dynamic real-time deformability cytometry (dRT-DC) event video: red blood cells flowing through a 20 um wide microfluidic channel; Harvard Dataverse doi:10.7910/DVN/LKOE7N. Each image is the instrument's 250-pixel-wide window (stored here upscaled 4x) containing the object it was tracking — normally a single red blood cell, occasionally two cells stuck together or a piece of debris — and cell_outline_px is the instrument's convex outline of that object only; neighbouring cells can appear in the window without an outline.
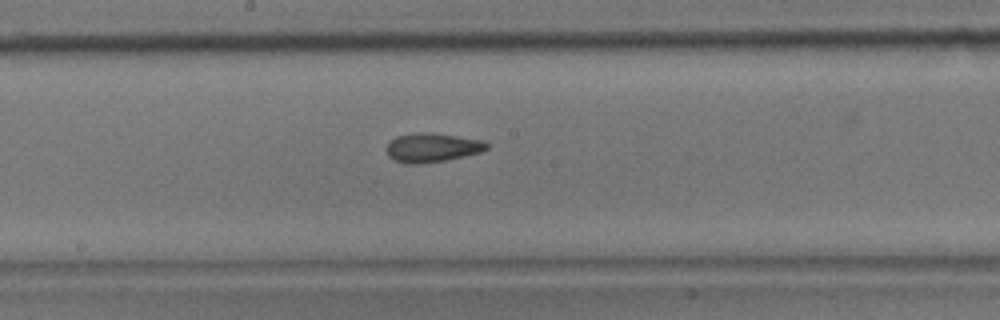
{"species": "common noctule bat (a hibernating species)", "species_latin": "Nyctalus noctula", "temperature_condition": "room temperature", "stored_images_in_passage": 28, "camera_frame_rate_fps": 3000, "um_per_image_px": 0.085, "animal": {"sex": "male", "body_mass_g": 17.9}, "frame": {"image": 1, "passage_image": 28, "time_ms": 9.0, "image_size_px": [1000, 320], "cell_outline_px": [[488, 148], [480, 152], [464, 156], [444, 160], [420, 164], [404, 164], [392, 160], [388, 156], [384, 148], [396, 136], [416, 132], [432, 132], [484, 140], [488, 144]], "centroid_in_image_um": [36.69, 12.54], "position_along_channel_um": 211.5, "area_um2": 17.22}}